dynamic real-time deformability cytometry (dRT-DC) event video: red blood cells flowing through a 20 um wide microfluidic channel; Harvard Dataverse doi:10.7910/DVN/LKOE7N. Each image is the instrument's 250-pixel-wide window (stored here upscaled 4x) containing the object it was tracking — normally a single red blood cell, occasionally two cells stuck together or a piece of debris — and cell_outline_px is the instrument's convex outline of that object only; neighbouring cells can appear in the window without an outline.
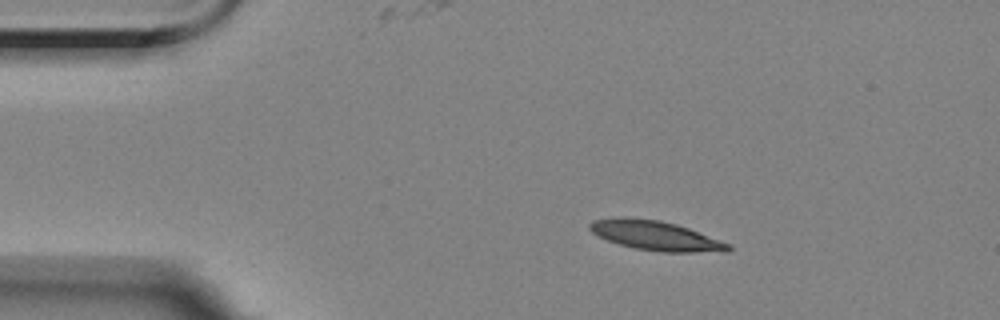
{"species": "Egyptian fruit bat (a non-hibernating species)", "species_latin": "Rousettus aegyptiacus", "temperature_condition": "room temperature", "stored_images_in_passage": 8, "camera_frame_rate_fps": 3000, "um_per_image_px": 0.085, "animal": {"sex": "female"}, "frame": {"image": 1, "passage_image": 2, "time_ms": 1.333, "image_size_px": [1000, 320], "cell_outline_px": [[732, 248], [728, 252], [660, 252], [636, 248], [620, 244], [596, 236], [588, 228], [588, 224], [592, 220], [660, 220], [676, 224], [688, 228], [732, 244]], "centroid_in_image_um": [55.85, 20.08], "position_along_channel_um": 29.2, "area_um2": 23.06}}
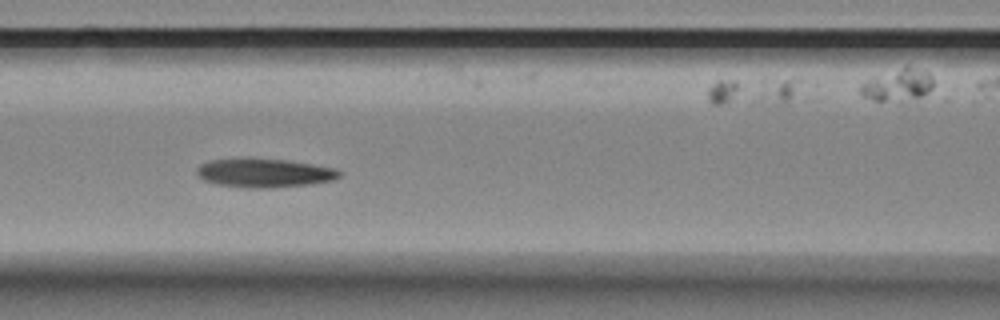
{"frame": {"image": 2, "passage_image": 6, "time_ms": 6.0, "image_size_px": [1000, 320], "cell_outline_px": [[340, 176], [336, 180], [308, 184], [268, 188], [248, 188], [216, 184], [204, 180], [196, 172], [196, 168], [200, 164], [208, 160], [288, 160], [336, 168], [340, 172]], "centroid_in_image_um": [22.49, 14.72], "position_along_channel_um": 144.1, "area_um2": 23.41}}
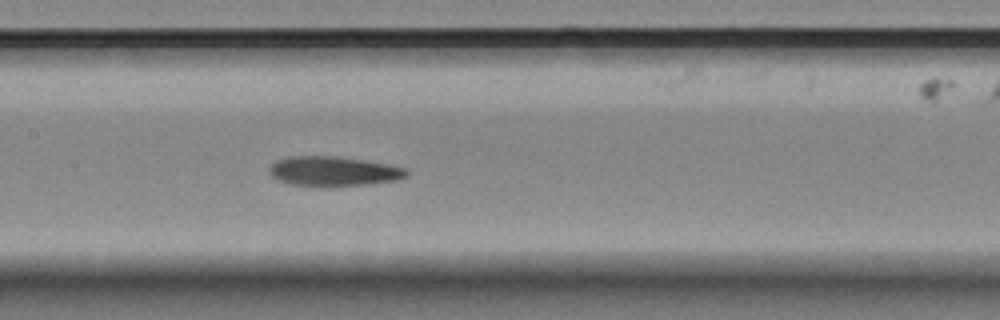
{"frame": {"image": 3, "passage_image": 7, "time_ms": 7.0, "image_size_px": [1000, 320], "cell_outline_px": [[408, 176], [396, 180], [368, 184], [324, 188], [292, 184], [276, 180], [268, 172], [268, 168], [276, 160], [288, 156], [332, 156], [364, 160], [388, 164], [408, 168]], "centroid_in_image_um": [28.33, 14.57], "position_along_channel_um": 179.1, "area_um2": 24.22}}